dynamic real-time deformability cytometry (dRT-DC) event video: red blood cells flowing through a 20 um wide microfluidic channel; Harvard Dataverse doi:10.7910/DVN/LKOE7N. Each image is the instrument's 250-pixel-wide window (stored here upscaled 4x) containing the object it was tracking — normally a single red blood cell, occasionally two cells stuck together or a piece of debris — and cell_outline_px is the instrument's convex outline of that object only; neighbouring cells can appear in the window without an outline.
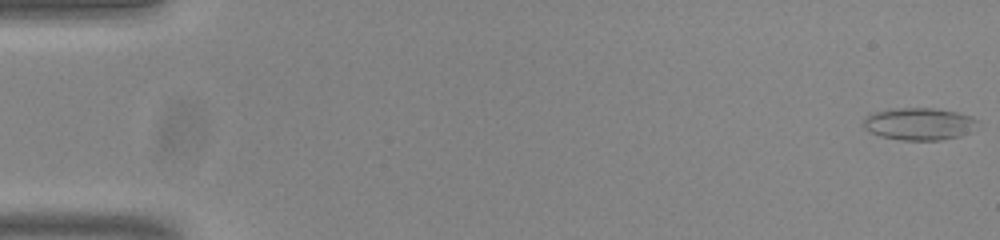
{"species": "common noctule bat (a hibernating species)", "species_latin": "Nyctalus noctula", "temperature_condition": "room temperature", "stored_images_in_passage": 54, "camera_frame_rate_fps": 3000, "um_per_image_px": 0.085, "animal": {"sex": "male", "body_mass_g": 20.0, "forearm_length_mm": 53.3}, "frame": {"image": 1, "passage_image": 1, "time_ms": 0.0, "image_size_px": [1000, 240], "cell_outline_px": [[976, 120], [960, 136], [940, 140], [900, 140], [880, 136], [864, 128], [864, 120], [868, 116], [876, 112], [896, 108], [932, 108], [956, 112], [972, 116]], "centroid_in_image_um": [78.05, 10.53], "position_along_channel_um": 7.0, "area_um2": 20.75}}
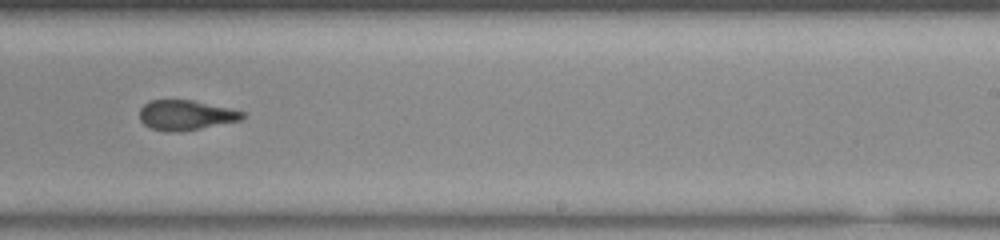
{"frame": {"image": 2, "passage_image": 34, "time_ms": 11.0, "image_size_px": [1000, 240], "cell_outline_px": [[248, 116], [240, 120], [180, 132], [168, 132], [152, 128], [144, 124], [140, 120], [140, 108], [144, 104], [152, 100], [192, 100], [232, 108], [244, 112]], "centroid_in_image_um": [15.82, 9.78], "position_along_channel_um": 273.2, "area_um2": 17.98}}
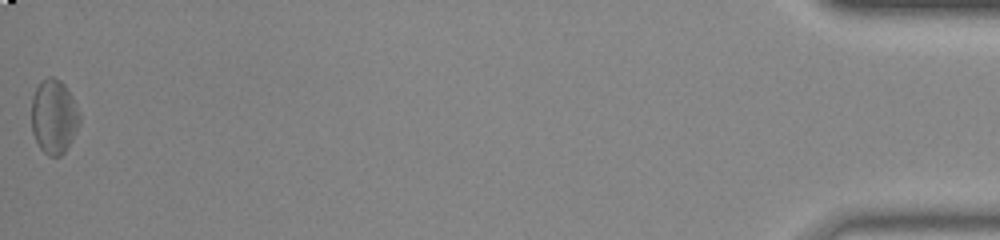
{"frame": {"image": 3, "passage_image": 54, "time_ms": 17.667, "image_size_px": [1000, 240], "cell_outline_px": [[80, 124], [72, 140], [64, 152], [60, 156], [48, 156], [40, 148], [32, 132], [32, 96], [36, 88], [48, 76], [52, 76], [60, 80], [64, 84], [72, 96], [80, 116]], "centroid_in_image_um": [4.59, 9.92], "position_along_channel_um": 430.6, "area_um2": 20.75}, "authors_computed_cell_mechanics": {"area_um2": 19.5653, "velocity_mm_per_s": 3.8266, "shape_relaxation_time_tau1_ms": null, "shape_relaxation_time_tau2_ms": 2.1937, "deformation_change_tau1": null, "deformation_change_tau2": 0.0873}}